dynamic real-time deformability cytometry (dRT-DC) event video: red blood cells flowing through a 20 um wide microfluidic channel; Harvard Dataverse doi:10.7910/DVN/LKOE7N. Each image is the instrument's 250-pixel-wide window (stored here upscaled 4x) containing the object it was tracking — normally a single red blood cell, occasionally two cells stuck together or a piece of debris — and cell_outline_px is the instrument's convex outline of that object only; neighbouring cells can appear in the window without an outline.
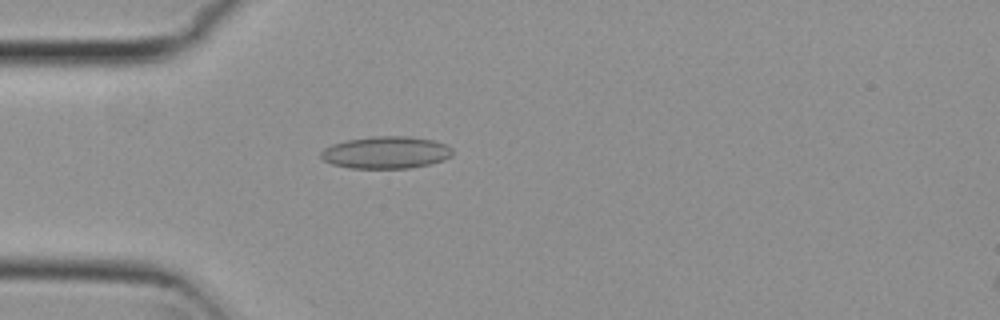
{"species": "common noctule bat (a hibernating species)", "species_latin": "Nyctalus noctula", "temperature_condition": "cold", "stored_images_in_passage": 42, "camera_frame_rate_fps": 3000, "um_per_image_px": 0.085, "animal": {"sex": "female", "body_mass_g": 29.2, "forearm_length_mm": 56.3}, "frame": {"image": 1, "passage_image": 3, "time_ms": 0.667, "image_size_px": [1000, 320], "cell_outline_px": [[452, 156], [444, 160], [428, 164], [408, 168], [348, 168], [332, 164], [324, 160], [320, 156], [320, 152], [324, 148], [332, 144], [348, 140], [372, 136], [404, 136], [432, 140], [448, 144], [452, 148]], "centroid_in_image_um": [32.81, 12.96], "position_along_channel_um": 52.2, "area_um2": 24.68}}
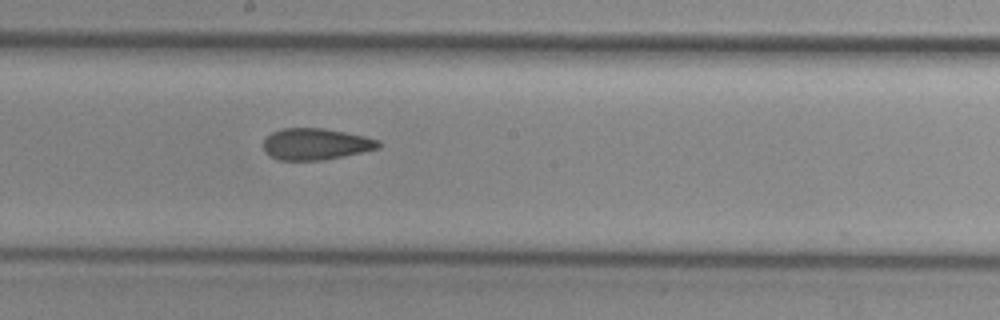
{"frame": {"image": 2, "passage_image": 17, "time_ms": 5.333, "image_size_px": [1000, 320], "cell_outline_px": [[380, 148], [324, 160], [280, 160], [264, 152], [264, 140], [272, 132], [284, 128], [324, 128], [364, 136], [380, 140]], "centroid_in_image_um": [26.85, 12.24], "position_along_channel_um": 221.4, "area_um2": 20.98}}
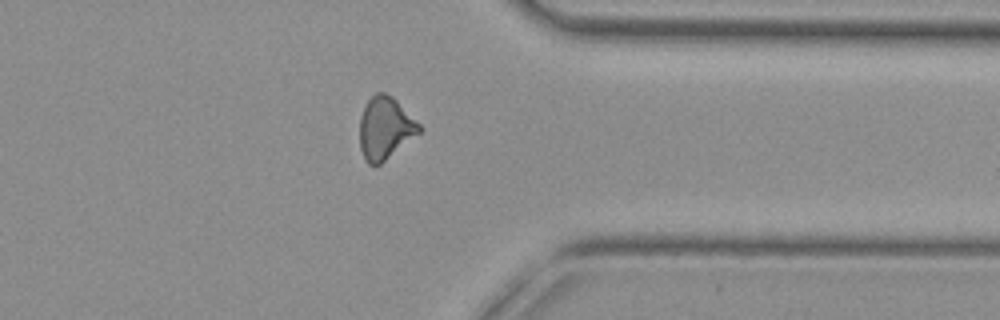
{"frame": {"image": 3, "passage_image": 30, "time_ms": 9.667, "image_size_px": [1000, 320], "cell_outline_px": [[424, 128], [420, 132], [380, 164], [368, 164], [364, 160], [360, 148], [360, 116], [364, 104], [376, 92], [384, 92], [392, 96]], "centroid_in_image_um": [32.72, 10.87], "position_along_channel_um": 378.7, "area_um2": 21.56}, "authors_computed_cell_mechanics": {"area_um2": 21.4438, "velocity_mm_per_s": 3.8099, "shape_relaxation_time_tau1_ms": null, "shape_relaxation_time_tau2_ms": 4.1962, "deformation_change_tau1": null, "deformation_change_tau2": 0.1199}}